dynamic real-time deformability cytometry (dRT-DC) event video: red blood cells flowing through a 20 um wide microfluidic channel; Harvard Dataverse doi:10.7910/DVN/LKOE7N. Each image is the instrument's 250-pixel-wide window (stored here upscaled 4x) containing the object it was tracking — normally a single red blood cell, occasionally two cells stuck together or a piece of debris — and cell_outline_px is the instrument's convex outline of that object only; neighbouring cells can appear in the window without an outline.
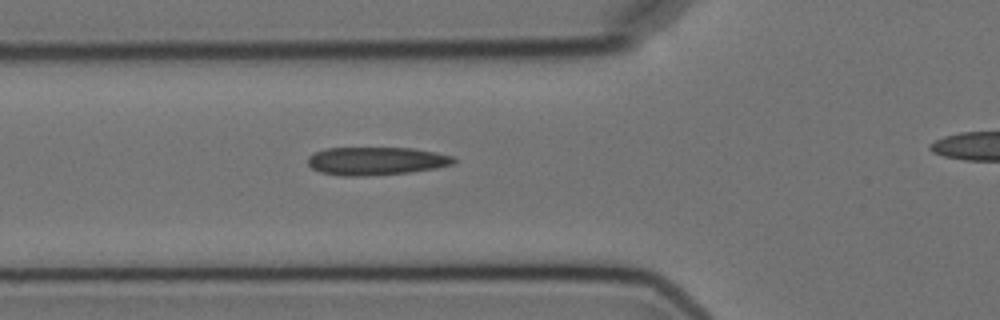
{"species": "Egyptian fruit bat (a non-hibernating species)", "species_latin": "Rousettus aegyptiacus", "temperature_condition": "cold", "stored_images_in_passage": 6, "segment_of_instrument_passage": [1, 2], "camera_frame_rate_fps": 3000, "um_per_image_px": 0.085, "animal": {"sex": "female"}, "frame": {"image": 1, "passage_image": 5, "time_ms": 4.333, "image_size_px": [1000, 320], "cell_outline_px": [[456, 164], [436, 168], [408, 172], [368, 176], [344, 176], [320, 172], [312, 168], [308, 164], [308, 156], [324, 148], [412, 148], [436, 152], [452, 156], [456, 160]], "centroid_in_image_um": [31.98, 13.68], "position_along_channel_um": 93.8, "area_um2": 23.93}}